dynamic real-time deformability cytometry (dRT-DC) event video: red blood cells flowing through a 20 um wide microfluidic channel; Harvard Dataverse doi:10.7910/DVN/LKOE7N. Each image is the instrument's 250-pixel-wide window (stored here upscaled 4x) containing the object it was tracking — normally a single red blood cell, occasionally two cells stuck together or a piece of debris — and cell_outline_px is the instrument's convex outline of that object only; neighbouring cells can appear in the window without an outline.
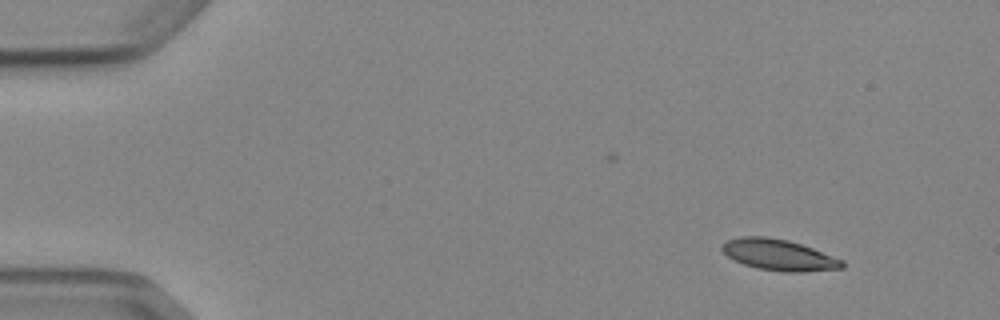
{"species": "Egyptian fruit bat (a non-hibernating species)", "species_latin": "Rousettus aegyptiacus", "temperature_condition": "cold", "stored_images_in_passage": 3, "camera_frame_rate_fps": 3000, "um_per_image_px": 0.085, "animal": {"sex": "female"}, "frame": {"image": 1, "passage_image": 1, "time_ms": 0.0, "image_size_px": [1000, 320], "cell_outline_px": [[844, 268], [804, 272], [784, 272], [756, 268], [744, 264], [728, 256], [720, 248], [728, 240], [740, 236], [768, 236], [788, 240], [812, 248], [844, 260]], "centroid_in_image_um": [66.23, 21.67], "position_along_channel_um": 18.8, "area_um2": 21.73}}
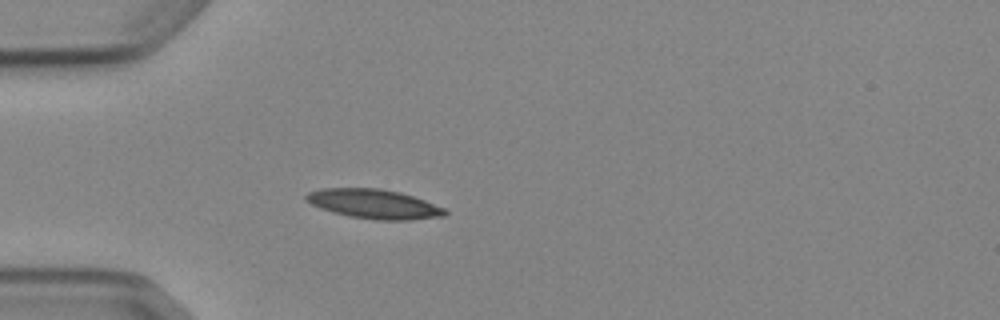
{"frame": {"image": 2, "passage_image": 3, "time_ms": 3.333, "image_size_px": [1000, 320], "cell_outline_px": [[448, 212], [444, 216], [412, 220], [376, 220], [348, 216], [332, 212], [320, 208], [312, 204], [304, 196], [308, 192], [324, 188], [380, 188], [400, 192], [424, 200], [444, 208]], "centroid_in_image_um": [31.8, 17.34], "position_along_channel_um": 53.2, "area_um2": 23.7}}